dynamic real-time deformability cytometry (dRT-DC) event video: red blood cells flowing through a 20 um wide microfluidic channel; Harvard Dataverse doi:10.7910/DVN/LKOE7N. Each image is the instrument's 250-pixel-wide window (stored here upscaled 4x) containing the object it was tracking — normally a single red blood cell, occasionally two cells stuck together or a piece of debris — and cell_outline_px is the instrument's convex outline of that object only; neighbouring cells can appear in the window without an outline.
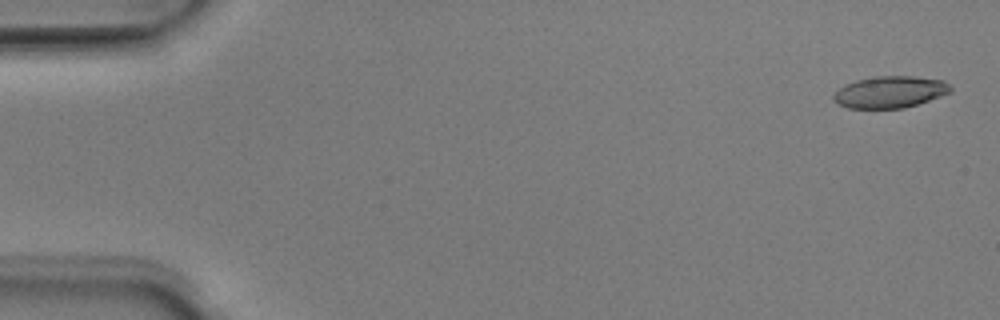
{"species": "Egyptian fruit bat (a non-hibernating species)", "species_latin": "Rousettus aegyptiacus", "temperature_condition": "room temperature", "stored_images_in_passage": 15, "camera_frame_rate_fps": 3000, "um_per_image_px": 0.085, "animal": {"sex": "male"}, "frame": {"image": 1, "passage_image": 2, "time_ms": 0.333, "image_size_px": [1000, 320], "cell_outline_px": [[952, 92], [904, 108], [848, 108], [832, 100], [832, 96], [840, 88], [856, 80], [876, 76], [912, 76], [944, 80], [952, 88]], "centroid_in_image_um": [75.66, 7.81], "position_along_channel_um": 9.3, "area_um2": 21.44}}
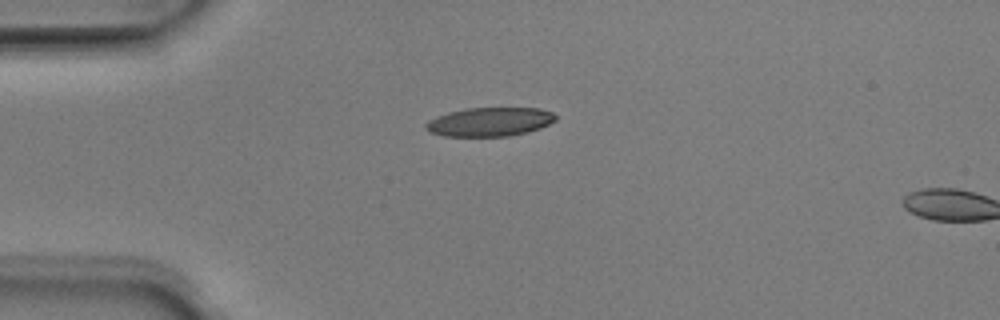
{"frame": {"image": 2, "passage_image": 13, "time_ms": 4.0, "image_size_px": [1000, 320], "cell_outline_px": [[556, 120], [540, 128], [528, 132], [508, 136], [444, 136], [428, 132], [424, 128], [424, 124], [428, 120], [436, 116], [448, 112], [464, 108], [540, 108], [552, 112], [556, 116]], "centroid_in_image_um": [41.58, 10.35], "position_along_channel_um": 43.4, "area_um2": 22.02}}